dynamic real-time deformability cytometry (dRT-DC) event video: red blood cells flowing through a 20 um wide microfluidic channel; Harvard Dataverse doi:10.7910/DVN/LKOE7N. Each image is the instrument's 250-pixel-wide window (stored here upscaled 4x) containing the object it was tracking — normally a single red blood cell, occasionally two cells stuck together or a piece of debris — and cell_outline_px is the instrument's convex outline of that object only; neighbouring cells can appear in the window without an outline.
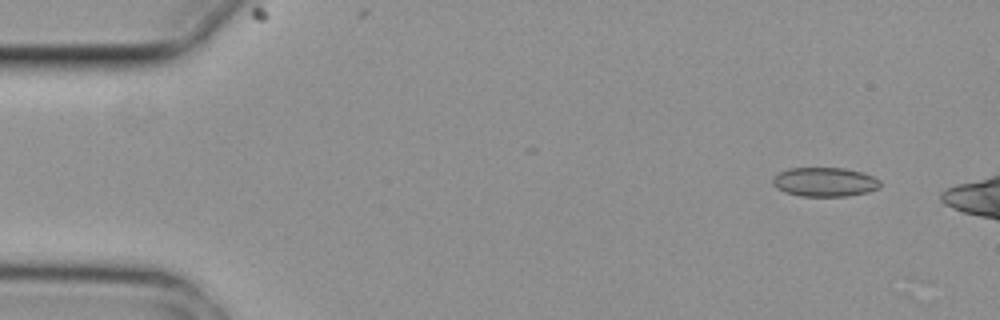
{"species": "common noctule bat (a hibernating species)", "species_latin": "Nyctalus noctula", "temperature_condition": "cold", "stored_images_in_passage": 5, "camera_frame_rate_fps": 3000, "um_per_image_px": 0.085, "animal": {"sex": "female", "body_mass_g": 29.2, "forearm_length_mm": 56.3}, "frame": {"image": 1, "passage_image": 2, "time_ms": 0.333, "image_size_px": [1000, 320], "cell_outline_px": [[880, 188], [868, 192], [848, 196], [800, 196], [784, 192], [776, 188], [772, 184], [772, 176], [788, 168], [844, 168], [864, 172], [880, 180]], "centroid_in_image_um": [70.09, 15.47], "position_along_channel_um": 14.9, "area_um2": 18.5}}